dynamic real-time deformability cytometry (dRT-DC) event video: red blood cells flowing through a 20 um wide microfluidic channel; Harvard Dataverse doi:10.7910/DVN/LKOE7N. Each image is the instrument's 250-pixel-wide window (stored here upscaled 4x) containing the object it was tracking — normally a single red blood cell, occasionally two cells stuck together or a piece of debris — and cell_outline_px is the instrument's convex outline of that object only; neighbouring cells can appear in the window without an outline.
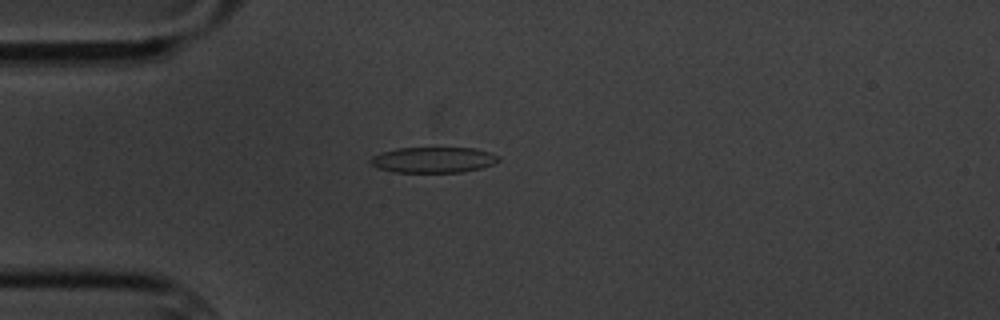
{"species": "common noctule bat (a hibernating species)", "species_latin": "Nyctalus noctula", "temperature_condition": "cold", "stored_images_in_passage": 1, "camera_frame_rate_fps": 3000, "um_per_image_px": 0.085, "animal": {"sex": "male", "body_mass_g": 20.1, "forearm_length_mm": 53.5}, "frame": {"image": 1, "passage_image": 1, "time_ms": 0.0, "image_size_px": [1000, 320], "cell_outline_px": [[500, 160], [492, 164], [480, 168], [460, 172], [392, 172], [380, 168], [372, 164], [368, 160], [372, 156], [380, 152], [396, 148], [476, 148], [492, 152], [500, 156]], "centroid_in_image_um": [36.84, 13.58], "position_along_channel_um": 48.2, "area_um2": 19.25}}